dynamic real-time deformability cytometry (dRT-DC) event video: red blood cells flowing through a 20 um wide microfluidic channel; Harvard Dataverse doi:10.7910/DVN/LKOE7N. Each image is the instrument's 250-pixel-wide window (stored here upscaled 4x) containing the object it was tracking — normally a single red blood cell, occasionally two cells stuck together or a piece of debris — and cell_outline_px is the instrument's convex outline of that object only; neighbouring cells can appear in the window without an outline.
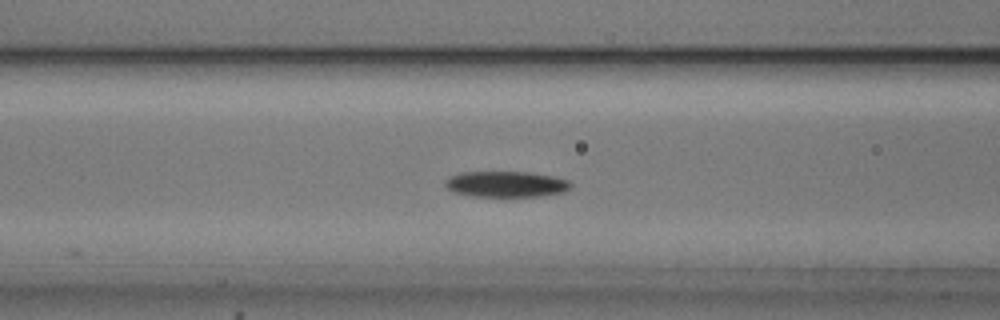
{"species": "common noctule bat (a hibernating species)", "species_latin": "Nyctalus noctula", "temperature_condition": "cold", "stored_images_in_passage": 13, "camera_frame_rate_fps": 3000, "um_per_image_px": 0.085, "animal": {"sex": "male", "body_mass_g": 20.5, "forearm_length_mm": 52.5}, "frame": {"image": 1, "passage_image": 9, "time_ms": 2.667, "image_size_px": [1000, 320], "cell_outline_px": [[572, 188], [564, 192], [540, 196], [472, 196], [452, 192], [444, 184], [444, 180], [460, 172], [528, 172], [552, 176], [568, 180], [572, 184]], "centroid_in_image_um": [43.02, 15.65], "position_along_channel_um": 123.6, "area_um2": 18.96}}
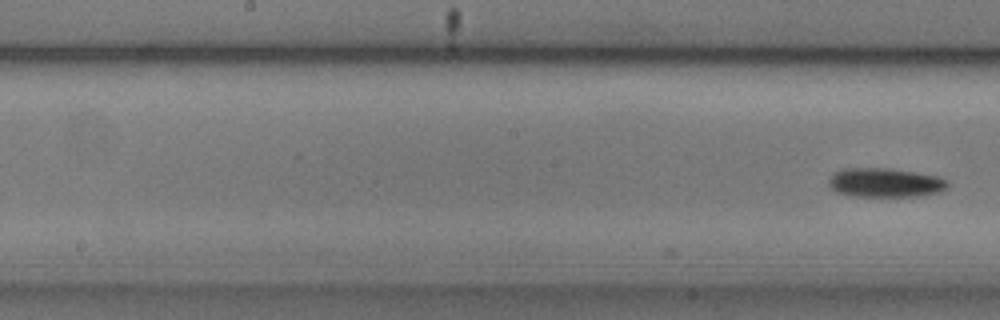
{"frame": {"image": 2, "passage_image": 13, "time_ms": 4.0, "image_size_px": [1000, 320], "cell_outline_px": [[948, 188], [940, 192], [920, 196], [852, 196], [836, 192], [828, 184], [828, 180], [836, 172], [844, 168], [888, 168], [936, 176], [948, 180]], "centroid_in_image_um": [75.25, 15.53], "position_along_channel_um": 173.0, "area_um2": 20.11}}